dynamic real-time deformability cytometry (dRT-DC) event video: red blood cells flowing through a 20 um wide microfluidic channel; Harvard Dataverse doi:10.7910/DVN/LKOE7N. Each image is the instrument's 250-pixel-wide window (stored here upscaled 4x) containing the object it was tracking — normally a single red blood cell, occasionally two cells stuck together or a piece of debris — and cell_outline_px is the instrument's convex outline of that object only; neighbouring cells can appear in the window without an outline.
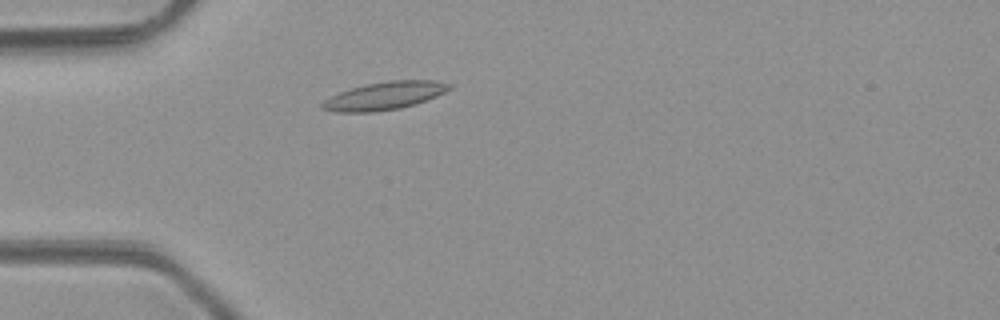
{"species": "common noctule bat (a hibernating species)", "species_latin": "Nyctalus noctula", "temperature_condition": "room temperature", "stored_images_in_passage": 44, "camera_frame_rate_fps": 3000, "um_per_image_px": 0.085, "animal": {"sex": "male", "body_mass_g": 23.1, "forearm_length_mm": 52.7}, "frame": {"image": 1, "passage_image": 9, "time_ms": 2.667, "image_size_px": [1000, 320], "cell_outline_px": [[452, 88], [436, 96], [416, 104], [400, 108], [376, 112], [336, 112], [320, 108], [320, 104], [328, 96], [352, 88], [368, 84], [388, 80], [432, 80], [452, 84]], "centroid_in_image_um": [32.67, 8.15], "position_along_channel_um": 52.3, "area_um2": 20.69}}
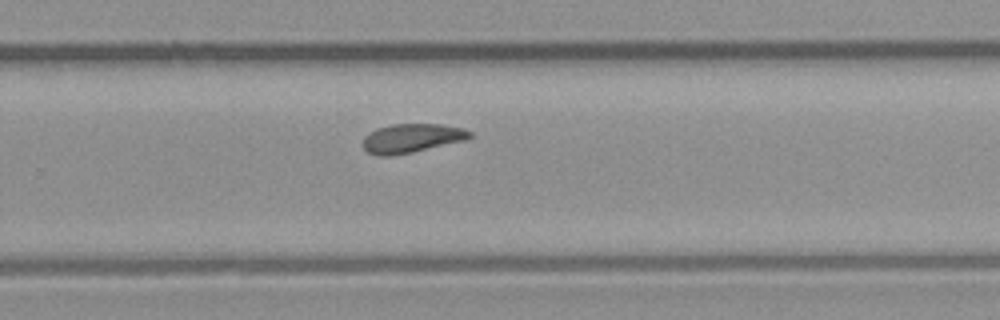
{"frame": {"image": 2, "passage_image": 27, "time_ms": 8.667, "image_size_px": [1000, 320], "cell_outline_px": [[472, 136], [464, 140], [412, 152], [388, 156], [380, 156], [368, 152], [360, 144], [364, 136], [368, 132], [376, 128], [392, 124], [440, 124], [460, 128], [472, 132]], "centroid_in_image_um": [34.91, 11.74], "position_along_channel_um": 294.9, "area_um2": 17.98}}
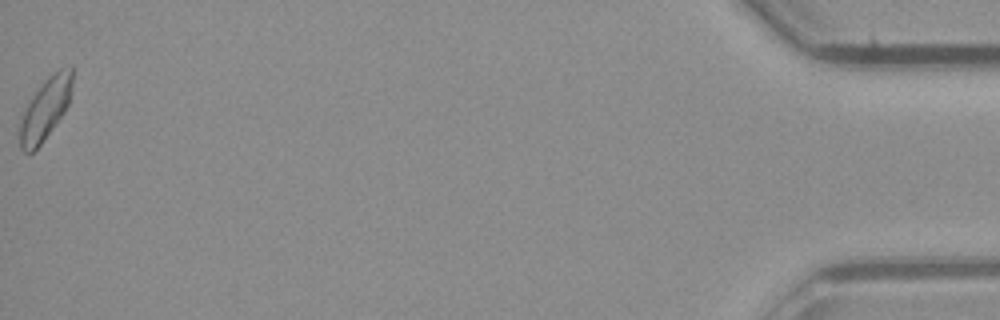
{"frame": {"image": 3, "passage_image": 44, "time_ms": 14.333, "image_size_px": [1000, 320], "cell_outline_px": [[72, 84], [68, 104], [64, 112], [40, 144], [32, 152], [24, 152], [20, 148], [20, 116], [44, 80], [52, 72], [60, 68], [72, 64]], "centroid_in_image_um": [3.86, 9.21], "position_along_channel_um": 431.3, "area_um2": 18.55}, "authors_computed_cell_mechanics": {"area_um2": 18.2648, "velocity_mm_per_s": 4.2122, "shape_relaxation_time_tau1_ms": null, "shape_relaxation_time_tau2_ms": 2.9882, "deformation_change_tau1": null, "deformation_change_tau2": 0.091}}